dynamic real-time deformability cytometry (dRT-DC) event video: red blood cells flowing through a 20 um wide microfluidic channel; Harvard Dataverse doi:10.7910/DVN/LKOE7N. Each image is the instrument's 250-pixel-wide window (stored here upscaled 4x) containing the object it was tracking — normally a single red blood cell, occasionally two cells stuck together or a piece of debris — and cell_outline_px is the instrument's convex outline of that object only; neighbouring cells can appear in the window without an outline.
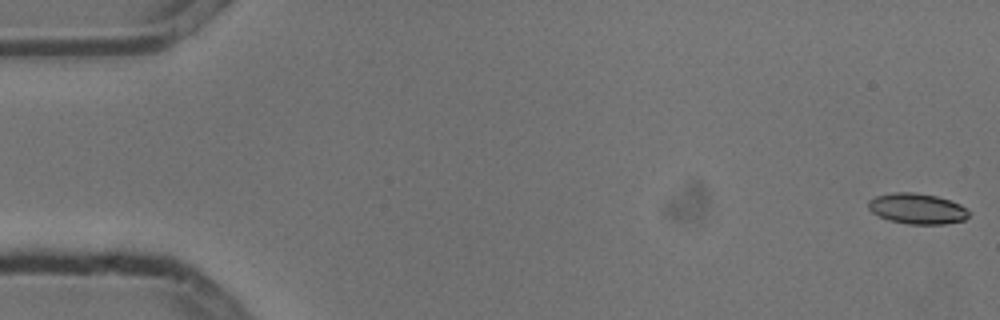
{"species": "common noctule bat (a hibernating species)", "species_latin": "Nyctalus noctula", "temperature_condition": "cold", "stored_images_in_passage": 7, "camera_frame_rate_fps": 3000, "um_per_image_px": 0.085, "animal": {"sex": "male", "body_mass_g": 13.3}, "frame": {"image": 1, "passage_image": 1, "time_ms": 0.0, "image_size_px": [1000, 320], "cell_outline_px": [[968, 216], [964, 220], [944, 224], [908, 224], [888, 220], [872, 212], [868, 208], [868, 200], [876, 196], [892, 192], [912, 192], [936, 196], [960, 204], [968, 212]], "centroid_in_image_um": [77.92, 17.73], "position_along_channel_um": 7.1, "area_um2": 17.8}}
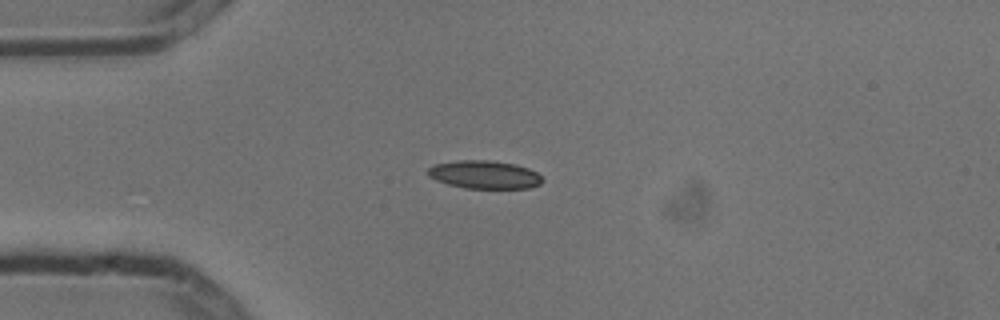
{"frame": {"image": 2, "passage_image": 5, "time_ms": 1.333, "image_size_px": [1000, 320], "cell_outline_px": [[544, 180], [540, 184], [528, 188], [464, 188], [448, 184], [436, 180], [428, 176], [428, 168], [436, 164], [456, 160], [488, 160], [512, 164], [528, 168], [536, 172]], "centroid_in_image_um": [41.16, 14.85], "position_along_channel_um": 43.8, "area_um2": 18.61}}
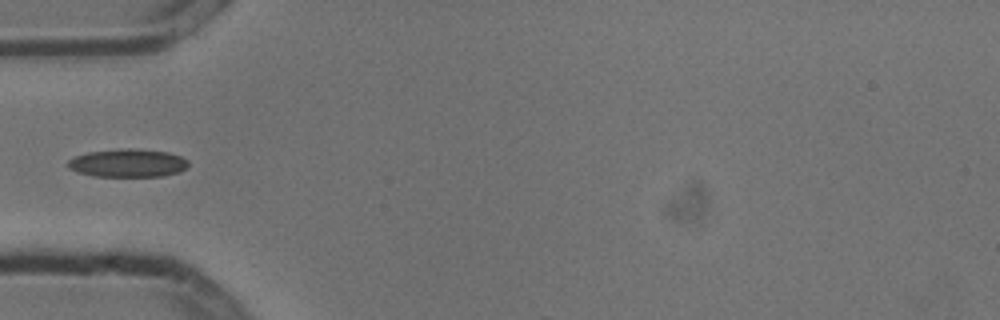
{"frame": {"image": 3, "passage_image": 6, "time_ms": 1.667, "image_size_px": [1000, 320], "cell_outline_px": [[188, 164], [180, 172], [164, 176], [92, 176], [68, 168], [68, 160], [76, 156], [88, 152], [120, 148], [132, 148], [168, 152], [180, 156], [188, 160]], "centroid_in_image_um": [10.87, 13.85], "position_along_channel_um": 74.1, "area_um2": 19.71}}